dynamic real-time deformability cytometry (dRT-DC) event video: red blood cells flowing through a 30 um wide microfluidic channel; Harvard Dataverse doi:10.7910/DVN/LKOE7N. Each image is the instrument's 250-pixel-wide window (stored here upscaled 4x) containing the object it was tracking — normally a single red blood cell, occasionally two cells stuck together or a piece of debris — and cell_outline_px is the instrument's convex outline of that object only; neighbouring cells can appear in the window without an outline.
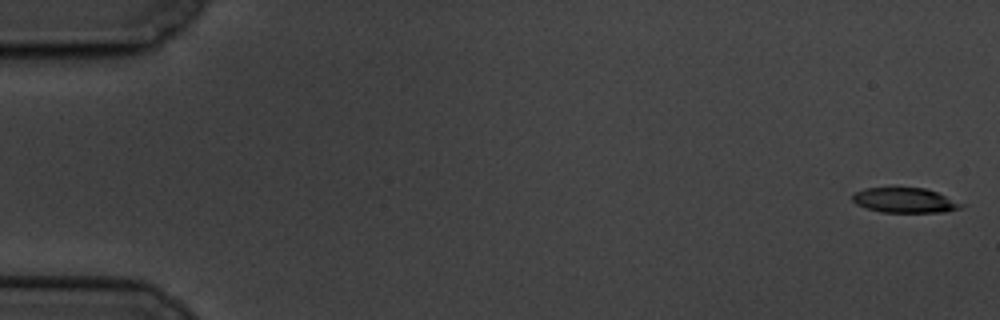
{"species": "common noctule bat (a hibernating species)", "species_latin": "Nyctalus noctula", "temperature_condition": "cold", "stored_images_in_passage": 5, "camera_frame_rate_fps": 3000, "um_per_image_px": 0.085, "animal": {"sex": "male", "body_mass_g": 19.5, "forearm_length_mm": 54.6}, "frame": {"image": 1, "passage_image": 1, "time_ms": 0.0, "image_size_px": [1000, 320], "cell_outline_px": [[968, 204], [960, 208], [944, 212], [880, 212], [856, 204], [852, 200], [852, 196], [856, 192], [864, 188], [924, 188], [936, 192]], "centroid_in_image_um": [76.95, 17.03], "position_along_channel_um": 8.0, "area_um2": 15.78}}
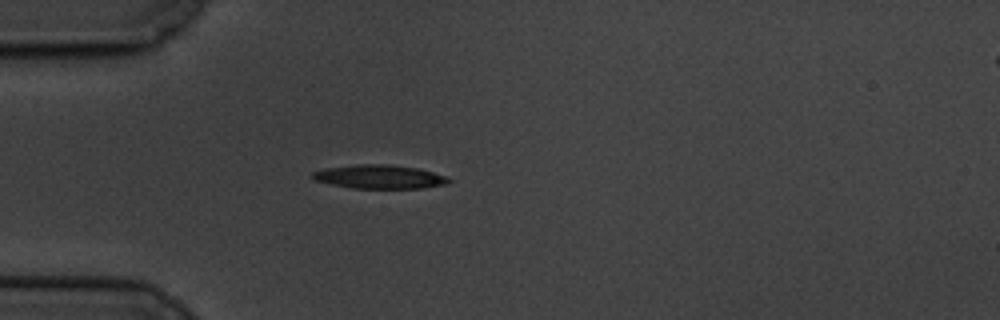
{"frame": {"image": 2, "passage_image": 5, "time_ms": 5.333, "image_size_px": [1000, 320], "cell_outline_px": [[452, 180], [448, 184], [420, 188], [352, 188], [332, 184], [316, 180], [308, 176], [312, 172], [324, 168], [360, 164], [388, 164], [416, 168], [448, 176]], "centroid_in_image_um": [32.26, 15.02], "position_along_channel_um": 52.7, "area_um2": 18.84}}